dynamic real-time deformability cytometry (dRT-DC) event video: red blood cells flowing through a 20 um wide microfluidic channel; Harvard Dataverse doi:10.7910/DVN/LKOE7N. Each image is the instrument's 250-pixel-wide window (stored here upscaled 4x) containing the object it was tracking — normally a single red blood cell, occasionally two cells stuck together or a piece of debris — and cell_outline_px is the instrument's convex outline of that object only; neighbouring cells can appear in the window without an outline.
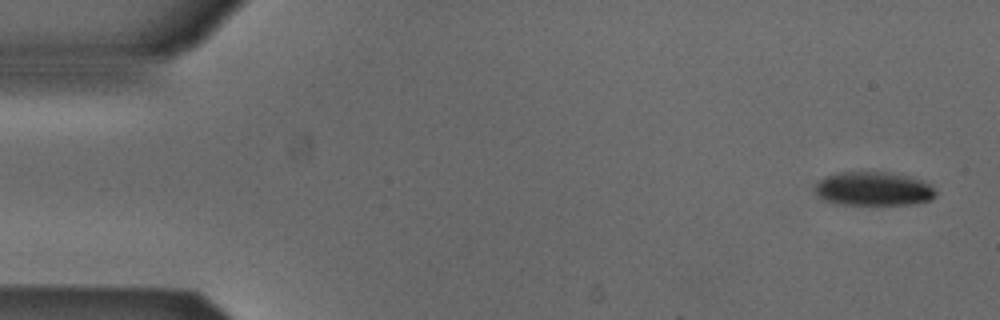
{"species": "Egyptian fruit bat (a non-hibernating species)", "species_latin": "Rousettus aegyptiacus", "temperature_condition": "cold", "stored_images_in_passage": 5, "segment_of_instrument_passage": [2, 2], "camera_frame_rate_fps": 3000, "um_per_image_px": 0.085, "animal": {"sex": "male"}, "frame": {"image": 1, "passage_image": 5, "time_ms": 1.333, "image_size_px": [1000, 320], "cell_outline_px": [[936, 196], [932, 200], [916, 204], [836, 204], [824, 200], [816, 192], [816, 184], [824, 176], [836, 172], [892, 172], [924, 180], [936, 192]], "centroid_in_image_um": [74.27, 16.04], "position_along_channel_um": 10.7, "area_um2": 23.93}}